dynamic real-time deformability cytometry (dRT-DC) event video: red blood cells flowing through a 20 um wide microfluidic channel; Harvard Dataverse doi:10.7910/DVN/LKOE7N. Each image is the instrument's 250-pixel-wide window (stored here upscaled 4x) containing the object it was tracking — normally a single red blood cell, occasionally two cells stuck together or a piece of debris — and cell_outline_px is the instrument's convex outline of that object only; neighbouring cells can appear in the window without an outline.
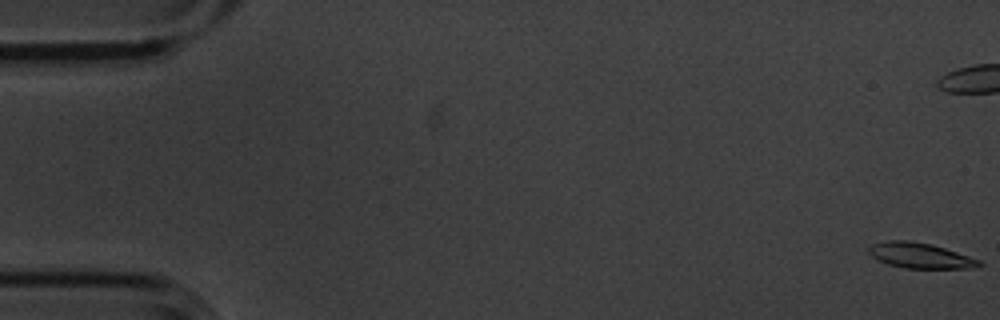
{"species": "common noctule bat (a hibernating species)", "species_latin": "Nyctalus noctula", "temperature_condition": "cold", "stored_images_in_passage": 13, "camera_frame_rate_fps": 3000, "um_per_image_px": 0.085, "animal": {"sex": "male", "body_mass_g": 20.1, "forearm_length_mm": 53.5}, "frame": {"image": 1, "passage_image": 1, "time_ms": 0.0, "image_size_px": [1000, 320], "cell_outline_px": [[984, 264], [968, 268], [904, 268], [888, 264], [872, 256], [868, 252], [868, 248], [872, 244], [888, 240], [908, 240], [932, 244], [980, 260]], "centroid_in_image_um": [78.19, 21.71], "position_along_channel_um": 6.8, "area_um2": 16.13}}